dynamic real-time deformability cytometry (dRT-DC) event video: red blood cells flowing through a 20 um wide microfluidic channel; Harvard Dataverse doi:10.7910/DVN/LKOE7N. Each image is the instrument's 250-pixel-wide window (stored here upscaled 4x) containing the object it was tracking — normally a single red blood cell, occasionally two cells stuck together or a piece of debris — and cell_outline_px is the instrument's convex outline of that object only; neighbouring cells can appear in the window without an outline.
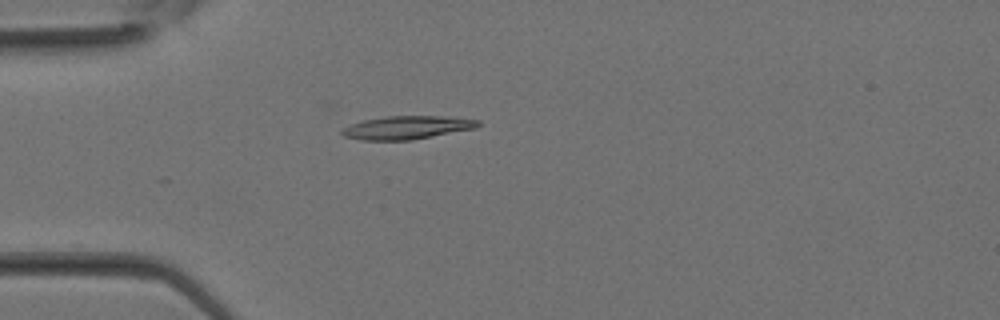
{"species": "Egyptian fruit bat (a non-hibernating species)", "species_latin": "Rousettus aegyptiacus", "temperature_condition": "room temperature", "stored_images_in_passage": 11, "camera_frame_rate_fps": 3000, "um_per_image_px": 0.085, "animal": {"sex": "female"}, "frame": {"image": 1, "passage_image": 8, "time_ms": 2.333, "image_size_px": [1000, 320], "cell_outline_px": [[480, 124], [476, 128], [412, 140], [364, 140], [344, 136], [340, 132], [340, 128], [364, 120], [388, 116], [440, 116], [480, 120]], "centroid_in_image_um": [34.58, 10.84], "position_along_channel_um": 50.4, "area_um2": 18.32}}
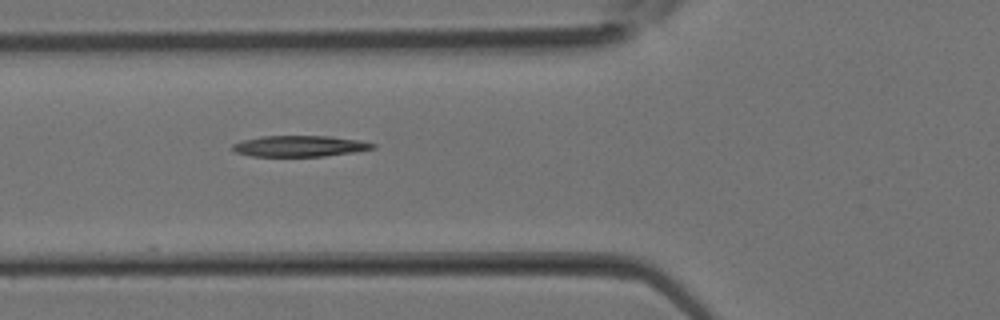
{"frame": {"image": 2, "passage_image": 11, "time_ms": 3.333, "image_size_px": [1000, 320], "cell_outline_px": [[376, 148], [356, 152], [324, 156], [252, 156], [236, 152], [232, 148], [232, 144], [244, 140], [264, 136], [328, 136], [360, 140], [376, 144]], "centroid_in_image_um": [25.53, 12.42], "position_along_channel_um": 100.3, "area_um2": 17.11}}